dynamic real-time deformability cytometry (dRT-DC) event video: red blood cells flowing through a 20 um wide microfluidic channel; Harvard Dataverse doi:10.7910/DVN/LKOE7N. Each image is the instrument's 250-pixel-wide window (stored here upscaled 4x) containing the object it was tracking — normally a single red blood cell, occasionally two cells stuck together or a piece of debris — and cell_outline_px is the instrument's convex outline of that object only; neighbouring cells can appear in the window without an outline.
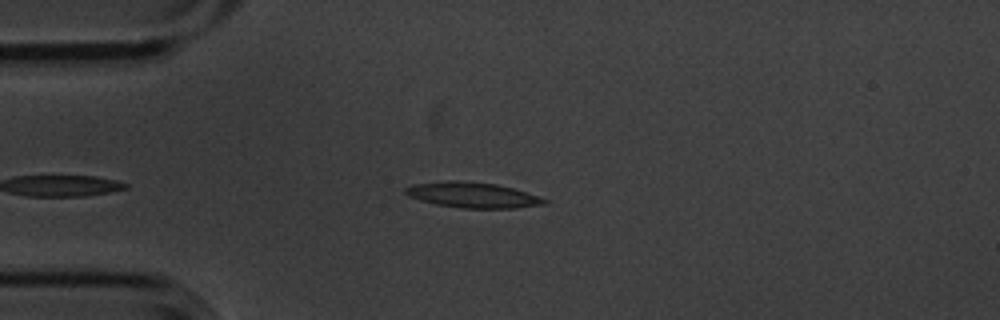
{"species": "common noctule bat (a hibernating species)", "species_latin": "Nyctalus noctula", "temperature_condition": "cold", "stored_images_in_passage": 12, "camera_frame_rate_fps": 3000, "um_per_image_px": 0.085, "animal": {"sex": "male", "body_mass_g": 20.1, "forearm_length_mm": 53.5}, "frame": {"image": 1, "passage_image": 1, "time_ms": 0.0, "image_size_px": [1000, 320], "cell_outline_px": [[548, 204], [516, 208], [460, 208], [436, 204], [420, 200], [408, 196], [404, 192], [404, 188], [412, 184], [452, 180], [456, 180], [496, 184], [512, 188], [548, 200]], "centroid_in_image_um": [40.14, 16.58], "position_along_channel_um": 44.9, "area_um2": 20.52}}
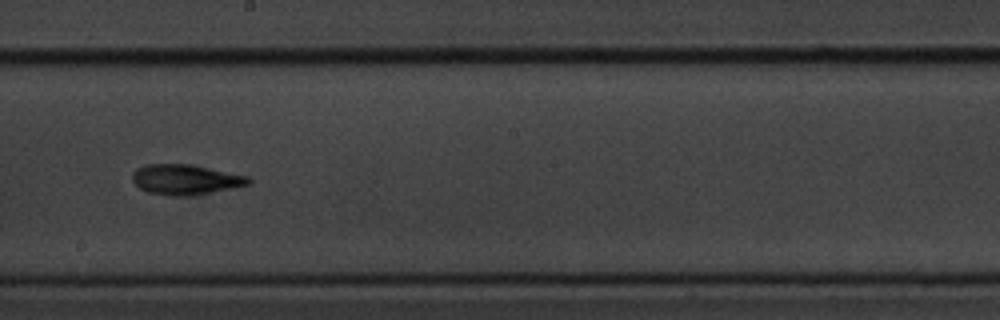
{"frame": {"image": 2, "passage_image": 6, "time_ms": 1.667, "image_size_px": [1000, 320], "cell_outline_px": [[252, 184], [232, 188], [188, 196], [172, 196], [148, 192], [140, 188], [132, 180], [132, 172], [136, 168], [148, 164], [188, 164], [248, 176], [252, 180]], "centroid_in_image_um": [15.75, 15.26], "position_along_channel_um": 232.4, "area_um2": 20.29}}
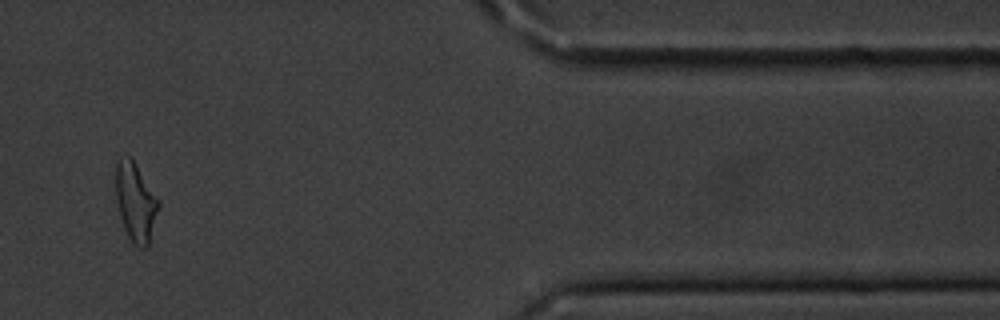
{"frame": {"image": 3, "passage_image": 10, "time_ms": 3.0, "image_size_px": [1000, 320], "cell_outline_px": [[160, 208], [148, 248], [140, 248], [132, 244], [124, 228], [120, 216], [116, 200], [116, 160], [128, 156], [132, 160], [160, 200]], "centroid_in_image_um": [11.55, 17.25], "position_along_channel_um": 399.9, "area_um2": 19.71}}